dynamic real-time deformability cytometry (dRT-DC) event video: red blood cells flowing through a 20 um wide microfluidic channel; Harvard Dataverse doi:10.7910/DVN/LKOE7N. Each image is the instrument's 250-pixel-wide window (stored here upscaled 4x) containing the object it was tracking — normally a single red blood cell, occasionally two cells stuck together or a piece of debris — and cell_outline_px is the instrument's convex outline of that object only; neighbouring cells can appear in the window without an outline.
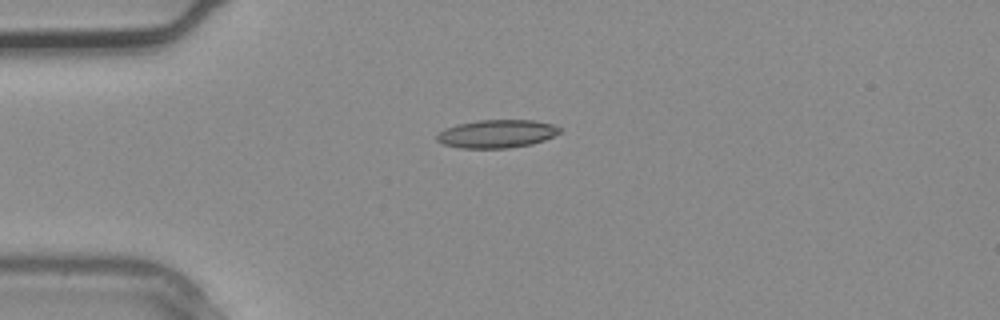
{"species": "common noctule bat (a hibernating species)", "species_latin": "Nyctalus noctula", "temperature_condition": "warm", "stored_images_in_passage": 1, "camera_frame_rate_fps": 3000, "um_per_image_px": 0.085, "animal": {"sex": "male", "body_mass_g": 20.4}, "frame": {"image": 1, "passage_image": 1, "time_ms": 0.0, "image_size_px": [1000, 320], "cell_outline_px": [[564, 128], [560, 132], [544, 140], [532, 144], [508, 148], [460, 148], [444, 144], [436, 140], [436, 132], [444, 128], [456, 124], [476, 120], [532, 120], [556, 124]], "centroid_in_image_um": [42.22, 11.36], "position_along_channel_um": 42.8, "area_um2": 20.46}}